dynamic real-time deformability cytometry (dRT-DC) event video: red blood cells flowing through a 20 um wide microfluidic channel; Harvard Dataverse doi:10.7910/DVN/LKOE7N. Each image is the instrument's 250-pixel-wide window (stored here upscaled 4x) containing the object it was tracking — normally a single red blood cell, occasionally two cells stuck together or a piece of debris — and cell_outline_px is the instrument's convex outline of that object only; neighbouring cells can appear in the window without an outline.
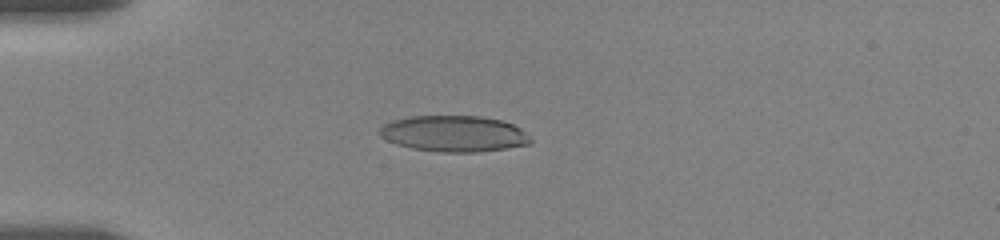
{"species": "human", "species_latin": "Homo sapiens", "temperature_condition": "room temperature", "stored_images_in_passage": 10, "camera_frame_rate_fps": 3000, "um_per_image_px": 0.085, "donor": {"sex": "female"}, "frame": {"image": 1, "passage_image": 6, "time_ms": 2.667, "image_size_px": [1000, 240], "cell_outline_px": [[532, 144], [476, 152], [440, 152], [412, 148], [396, 144], [380, 136], [380, 128], [384, 124], [392, 120], [408, 116], [480, 116], [500, 120], [512, 124], [520, 128], [532, 140]], "centroid_in_image_um": [38.57, 11.36], "position_along_channel_um": 46.4, "area_um2": 31.62}}
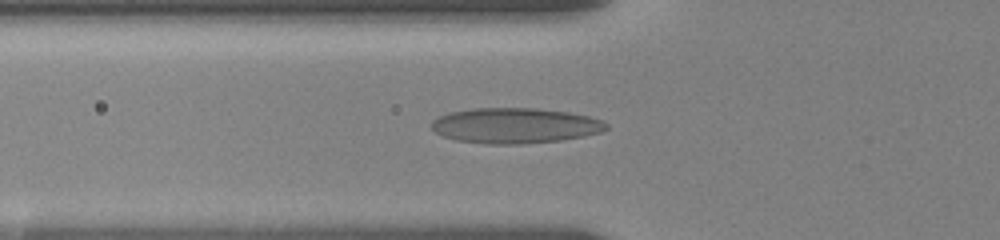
{"frame": {"image": 2, "passage_image": 10, "time_ms": 4.333, "image_size_px": [1000, 240], "cell_outline_px": [[608, 128], [600, 132], [584, 136], [560, 140], [520, 144], [488, 144], [456, 140], [444, 136], [436, 132], [428, 124], [432, 120], [440, 116], [452, 112], [472, 108], [536, 108], [568, 112], [588, 116], [604, 120], [608, 124]], "centroid_in_image_um": [43.78, 10.67], "position_along_channel_um": 82.0, "area_um2": 36.07}}